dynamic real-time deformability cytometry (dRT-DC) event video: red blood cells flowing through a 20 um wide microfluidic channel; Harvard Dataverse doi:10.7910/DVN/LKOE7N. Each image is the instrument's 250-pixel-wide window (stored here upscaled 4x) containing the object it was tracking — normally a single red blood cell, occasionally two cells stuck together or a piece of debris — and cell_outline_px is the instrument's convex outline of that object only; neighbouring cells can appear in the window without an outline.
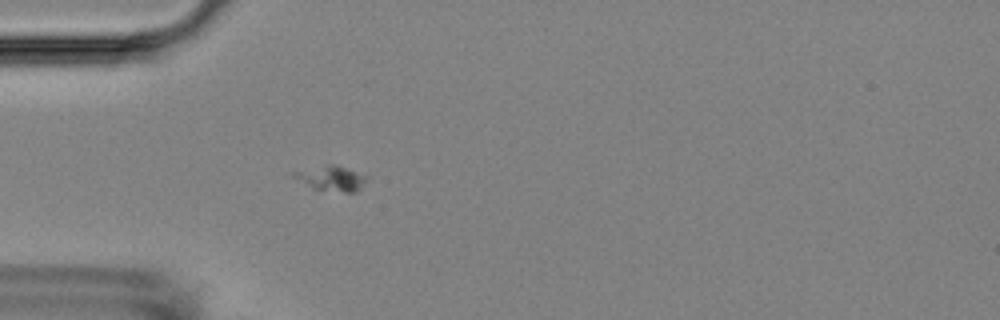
{"species": "Egyptian fruit bat (a non-hibernating species)", "species_latin": "Rousettus aegyptiacus", "temperature_condition": "room temperature", "stored_images_in_passage": 6, "camera_frame_rate_fps": 3000, "um_per_image_px": 0.085, "animal": {"sex": "female"}, "frame": {"image": 1, "passage_image": 6, "time_ms": 5.667, "image_size_px": [1000, 320], "cell_outline_px": [[368, 180], [356, 192], [344, 192], [312, 188], [292, 176], [292, 172], [328, 164], [336, 164], [368, 176]], "centroid_in_image_um": [28.2, 15.15], "position_along_channel_um": 56.8, "area_um2": 10.52}}